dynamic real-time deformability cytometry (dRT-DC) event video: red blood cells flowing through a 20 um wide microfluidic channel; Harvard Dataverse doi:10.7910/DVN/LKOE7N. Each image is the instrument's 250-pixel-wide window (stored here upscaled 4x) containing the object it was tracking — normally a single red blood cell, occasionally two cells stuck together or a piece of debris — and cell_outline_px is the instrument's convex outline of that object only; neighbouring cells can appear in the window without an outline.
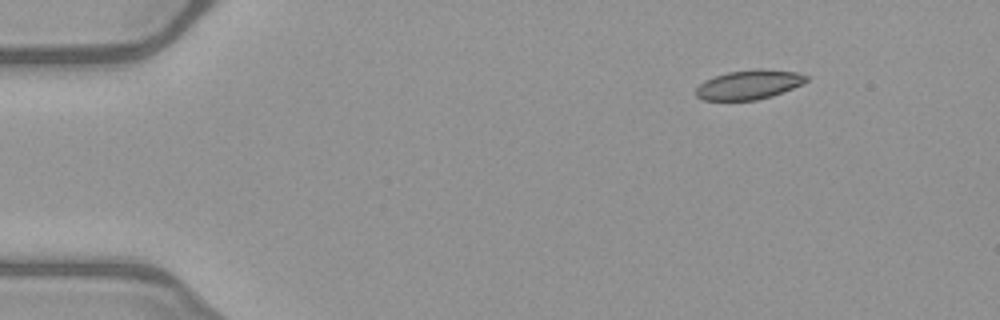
{"species": "common noctule bat (a hibernating species)", "species_latin": "Nyctalus noctula", "temperature_condition": "warm", "stored_images_in_passage": 46, "camera_frame_rate_fps": 3000, "um_per_image_px": 0.085, "animal": {"sex": "female", "body_mass_g": 21.9}, "frame": {"image": 1, "passage_image": 1, "time_ms": 0.0, "image_size_px": [1000, 320], "cell_outline_px": [[808, 80], [792, 88], [772, 96], [756, 100], [704, 100], [696, 96], [696, 88], [704, 80], [728, 72], [756, 68], [764, 68], [796, 72], [808, 76]], "centroid_in_image_um": [63.66, 7.18], "position_along_channel_um": 21.3, "area_um2": 18.84}}
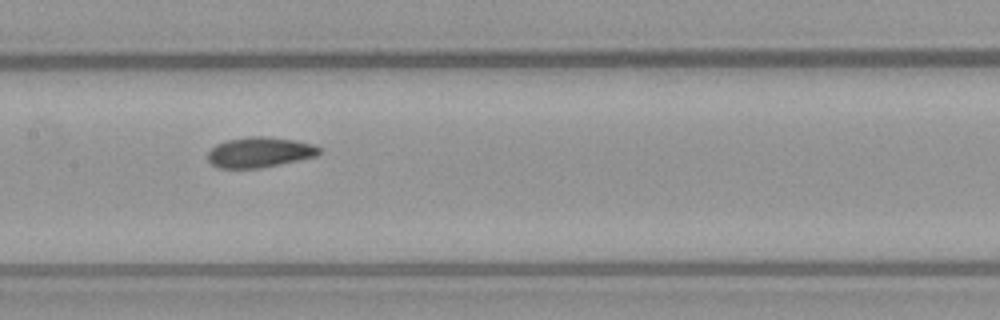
{"frame": {"image": 2, "passage_image": 20, "time_ms": 6.333, "image_size_px": [1000, 320], "cell_outline_px": [[320, 152], [316, 156], [280, 164], [256, 168], [216, 168], [208, 160], [208, 152], [216, 144], [228, 140], [248, 136], [264, 136], [296, 140], [312, 144], [320, 148]], "centroid_in_image_um": [22.05, 12.94], "position_along_channel_um": 185.4, "area_um2": 19.59}}
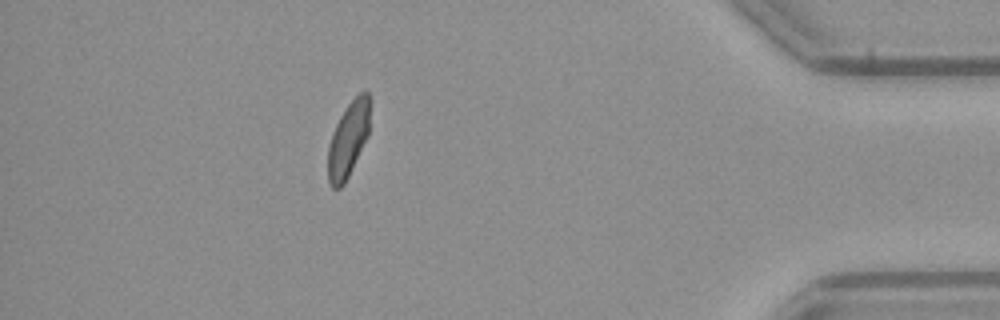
{"frame": {"image": 3, "passage_image": 40, "time_ms": 13.0, "image_size_px": [1000, 320], "cell_outline_px": [[368, 136], [344, 184], [340, 188], [332, 188], [328, 180], [328, 148], [332, 132], [340, 116], [348, 104], [364, 88], [368, 92]], "centroid_in_image_um": [29.58, 11.87], "position_along_channel_um": 405.6, "area_um2": 18.03}, "authors_computed_cell_mechanics": {"area_um2": 19.4208, "velocity_mm_per_s": 4.0324, "shape_relaxation_time_tau1_ms": null, "shape_relaxation_time_tau2_ms": 1.9191, "deformation_change_tau1": null, "deformation_change_tau2": 0.0771}}